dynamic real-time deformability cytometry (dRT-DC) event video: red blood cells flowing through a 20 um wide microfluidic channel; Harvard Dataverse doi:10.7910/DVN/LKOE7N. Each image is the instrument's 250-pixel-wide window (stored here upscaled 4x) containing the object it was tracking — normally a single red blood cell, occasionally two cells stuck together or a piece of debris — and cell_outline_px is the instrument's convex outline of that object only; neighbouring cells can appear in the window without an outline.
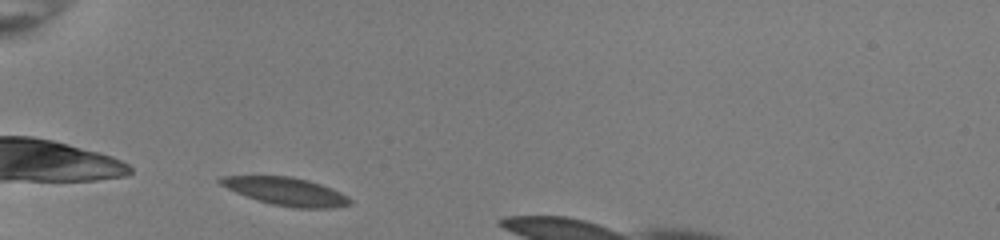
{"species": "common noctule bat (a hibernating species)", "species_latin": "Nyctalus noctula", "temperature_condition": "room temperature", "stored_images_in_passage": 6, "camera_frame_rate_fps": 3000, "um_per_image_px": 0.085, "animal": {"sex": "female", "body_mass_g": 22.0, "forearm_length_mm": 56.7}, "frame": {"image": 1, "passage_image": 1, "time_ms": 0.0, "image_size_px": [1000, 240], "cell_outline_px": [[352, 200], [348, 204], [324, 208], [300, 208], [276, 204], [260, 200], [248, 196], [228, 188], [220, 184], [216, 180], [220, 176], [288, 176], [308, 180], [320, 184]], "centroid_in_image_um": [24.23, 16.24], "position_along_channel_um": 60.8, "area_um2": 20.11}}